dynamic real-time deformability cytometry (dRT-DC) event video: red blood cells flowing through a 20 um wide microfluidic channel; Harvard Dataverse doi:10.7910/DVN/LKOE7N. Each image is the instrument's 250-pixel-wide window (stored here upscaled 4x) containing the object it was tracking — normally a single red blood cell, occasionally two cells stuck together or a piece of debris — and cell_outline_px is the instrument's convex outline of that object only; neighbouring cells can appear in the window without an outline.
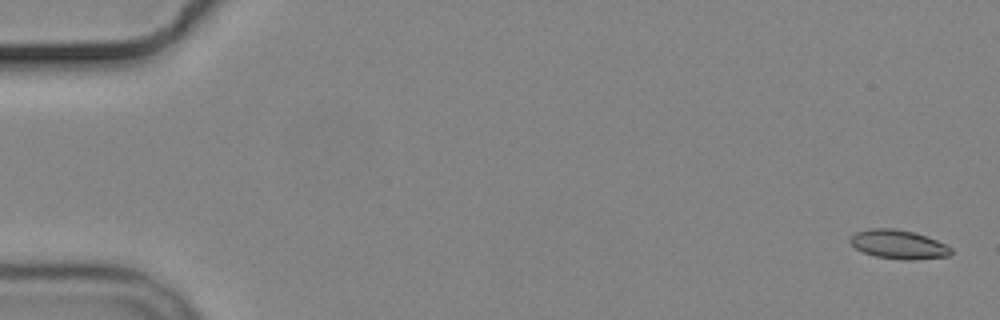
{"species": "common noctule bat (a hibernating species)", "species_latin": "Nyctalus noctula", "temperature_condition": "cold", "stored_images_in_passage": 57, "camera_frame_rate_fps": 3000, "um_per_image_px": 0.085, "animal": {"sex": "male", "body_mass_g": 19.2, "forearm_length_mm": 51.8}, "frame": {"image": 1, "passage_image": 2, "time_ms": 0.333, "image_size_px": [1000, 320], "cell_outline_px": [[952, 252], [948, 256], [916, 260], [908, 260], [876, 256], [864, 252], [856, 248], [848, 240], [856, 232], [868, 228], [892, 228], [912, 232], [936, 240], [952, 248]], "centroid_in_image_um": [76.36, 20.77], "position_along_channel_um": 8.6, "area_um2": 16.76}}
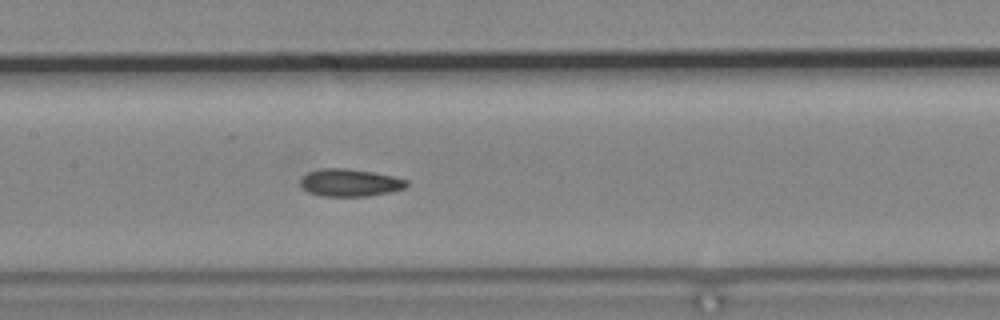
{"frame": {"image": 2, "passage_image": 28, "time_ms": 9.0, "image_size_px": [1000, 320], "cell_outline_px": [[408, 184], [404, 188], [388, 192], [368, 196], [320, 196], [308, 192], [300, 184], [300, 180], [308, 172], [324, 168], [344, 168], [372, 172], [392, 176], [408, 180]], "centroid_in_image_um": [29.73, 15.53], "position_along_channel_um": 177.7, "area_um2": 16.82}}
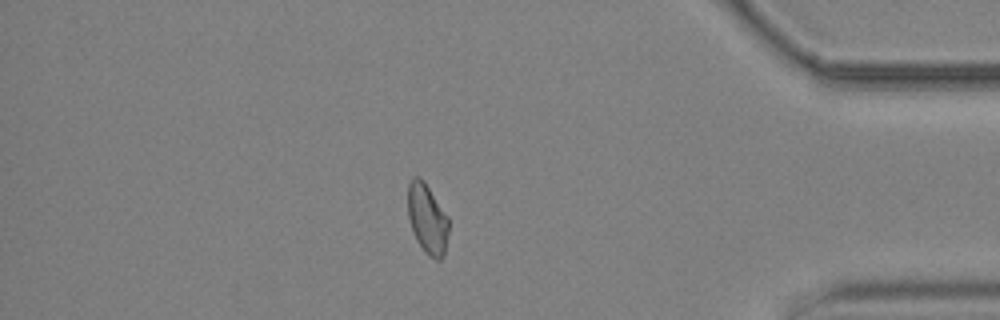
{"frame": {"image": 3, "passage_image": 49, "time_ms": 16.0, "image_size_px": [1000, 320], "cell_outline_px": [[448, 232], [444, 252], [440, 260], [436, 260], [428, 256], [424, 252], [416, 240], [412, 232], [408, 216], [408, 184], [412, 176], [420, 176], [424, 180], [448, 216]], "centroid_in_image_um": [36.3, 18.58], "position_along_channel_um": 398.9, "area_um2": 16.82}, "authors_computed_cell_mechanics": {"area_um2": 16.8198, "velocity_mm_per_s": 3.6702, "shape_relaxation_time_tau1_ms": null, "shape_relaxation_time_tau2_ms": 4.0039, "deformation_change_tau1": null, "deformation_change_tau2": 0.085}}